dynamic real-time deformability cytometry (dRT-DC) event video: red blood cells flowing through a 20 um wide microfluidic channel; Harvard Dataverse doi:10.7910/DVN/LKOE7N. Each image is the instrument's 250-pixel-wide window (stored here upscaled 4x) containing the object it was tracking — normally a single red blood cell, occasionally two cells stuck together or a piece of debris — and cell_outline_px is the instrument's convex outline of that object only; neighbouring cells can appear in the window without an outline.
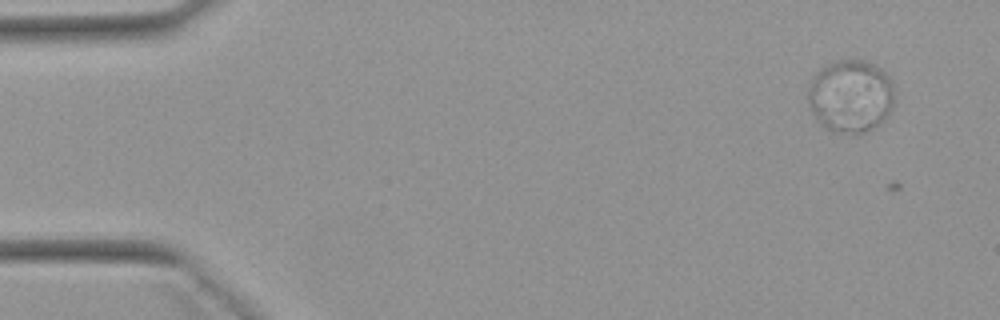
{"species": "Egyptian fruit bat (a non-hibernating species)", "species_latin": "Rousettus aegyptiacus", "temperature_condition": "warm", "stored_images_in_passage": 6, "camera_frame_rate_fps": 3000, "um_per_image_px": 0.085, "animal": {"sex": "female"}, "frame": {"image": 1, "passage_image": 5, "time_ms": 1.333, "image_size_px": [1000, 320], "cell_outline_px": [[892, 104], [884, 120], [872, 128], [856, 136], [832, 132], [820, 124], [812, 112], [808, 100], [808, 88], [816, 72], [820, 68], [836, 60], [848, 56], [864, 60], [880, 68], [892, 80]], "centroid_in_image_um": [72.27, 8.16], "position_along_channel_um": 12.7, "area_um2": 37.11}}